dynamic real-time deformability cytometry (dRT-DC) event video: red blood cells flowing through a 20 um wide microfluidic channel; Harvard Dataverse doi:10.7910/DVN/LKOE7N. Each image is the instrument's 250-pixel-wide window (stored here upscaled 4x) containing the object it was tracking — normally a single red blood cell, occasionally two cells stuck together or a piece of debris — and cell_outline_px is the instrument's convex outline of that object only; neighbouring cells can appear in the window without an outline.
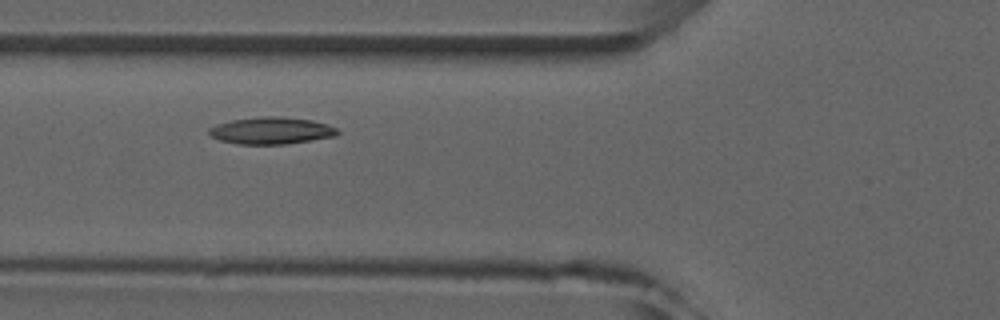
{"species": "common noctule bat (a hibernating species)", "species_latin": "Nyctalus noctula", "temperature_condition": "room temperature", "stored_images_in_passage": 8, "camera_frame_rate_fps": 3000, "um_per_image_px": 0.085, "animal": {"sex": "male", "forearm_length_mm": 52.5}, "frame": {"image": 1, "passage_image": 4, "time_ms": 3.667, "image_size_px": [1000, 320], "cell_outline_px": [[340, 132], [336, 136], [312, 140], [284, 144], [236, 144], [220, 140], [212, 136], [208, 132], [208, 128], [216, 124], [232, 120], [264, 116], [280, 116], [312, 120], [328, 124], [336, 128]], "centroid_in_image_um": [23.07, 11.1], "position_along_channel_um": 102.7, "area_um2": 20.23}}
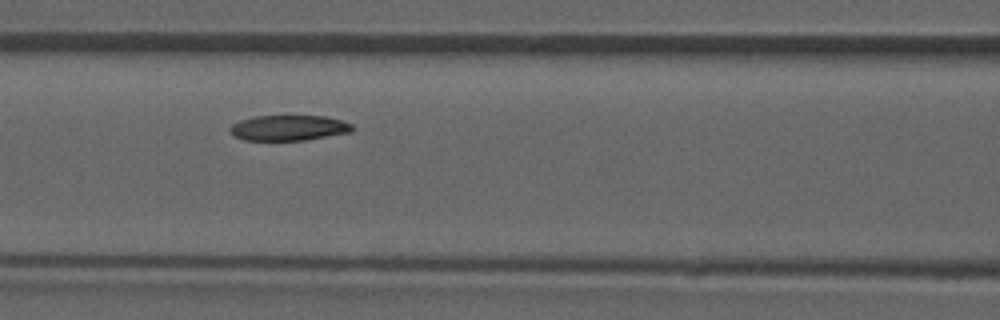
{"frame": {"image": 2, "passage_image": 5, "time_ms": 4.667, "image_size_px": [1000, 320], "cell_outline_px": [[352, 132], [304, 140], [244, 140], [232, 136], [228, 128], [232, 124], [240, 120], [256, 116], [324, 116], [340, 120], [352, 124]], "centroid_in_image_um": [24.49, 10.87], "position_along_channel_um": 142.1, "area_um2": 18.09}}